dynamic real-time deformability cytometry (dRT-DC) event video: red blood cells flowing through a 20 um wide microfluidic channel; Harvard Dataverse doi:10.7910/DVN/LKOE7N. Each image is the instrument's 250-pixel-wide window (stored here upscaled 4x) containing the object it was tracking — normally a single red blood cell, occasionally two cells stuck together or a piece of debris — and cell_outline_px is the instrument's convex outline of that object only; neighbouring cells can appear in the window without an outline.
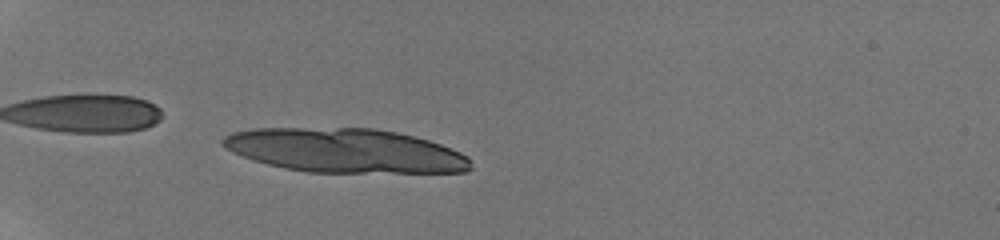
{"species": "human", "species_latin": "Homo sapiens", "temperature_condition": "room temperature", "stored_images_in_passage": 15, "camera_frame_rate_fps": 3000, "um_per_image_px": 0.085, "donor": {"sex": "male"}, "frame": {"image": 1, "passage_image": 15, "time_ms": 4.0, "image_size_px": [1000, 240], "cell_outline_px": [[472, 168], [468, 172], [308, 172], [284, 168], [268, 164], [232, 152], [220, 144], [220, 140], [224, 136], [232, 132], [252, 128], [376, 128], [396, 132], [428, 140], [440, 144], [460, 152], [468, 156], [472, 160]], "centroid_in_image_um": [29.34, 12.79], "position_along_channel_um": 55.7, "area_um2": 63.75}}